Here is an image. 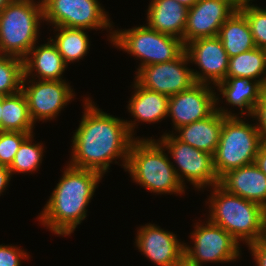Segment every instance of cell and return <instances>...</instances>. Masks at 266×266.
Segmentation results:
<instances>
[{"instance_id":"cell-1","label":"cell","mask_w":266,"mask_h":266,"mask_svg":"<svg viewBox=\"0 0 266 266\" xmlns=\"http://www.w3.org/2000/svg\"><path fill=\"white\" fill-rule=\"evenodd\" d=\"M92 98H84V112L72 137L69 165L93 170L103 177L113 161L120 159L126 168L129 150L136 139L128 131L125 120L96 107Z\"/></svg>"},{"instance_id":"cell-2","label":"cell","mask_w":266,"mask_h":266,"mask_svg":"<svg viewBox=\"0 0 266 266\" xmlns=\"http://www.w3.org/2000/svg\"><path fill=\"white\" fill-rule=\"evenodd\" d=\"M38 220L58 236H70L87 217L86 209L102 175L93 170L67 164Z\"/></svg>"},{"instance_id":"cell-3","label":"cell","mask_w":266,"mask_h":266,"mask_svg":"<svg viewBox=\"0 0 266 266\" xmlns=\"http://www.w3.org/2000/svg\"><path fill=\"white\" fill-rule=\"evenodd\" d=\"M207 219L246 246L266 238V209L253 201L231 194L219 184L211 187ZM213 190V191H212Z\"/></svg>"},{"instance_id":"cell-4","label":"cell","mask_w":266,"mask_h":266,"mask_svg":"<svg viewBox=\"0 0 266 266\" xmlns=\"http://www.w3.org/2000/svg\"><path fill=\"white\" fill-rule=\"evenodd\" d=\"M165 148L152 137H136L132 142L125 171L132 180L151 193L185 194ZM169 157V158H168Z\"/></svg>"},{"instance_id":"cell-5","label":"cell","mask_w":266,"mask_h":266,"mask_svg":"<svg viewBox=\"0 0 266 266\" xmlns=\"http://www.w3.org/2000/svg\"><path fill=\"white\" fill-rule=\"evenodd\" d=\"M42 0H12L0 12V54L24 59L38 42Z\"/></svg>"},{"instance_id":"cell-6","label":"cell","mask_w":266,"mask_h":266,"mask_svg":"<svg viewBox=\"0 0 266 266\" xmlns=\"http://www.w3.org/2000/svg\"><path fill=\"white\" fill-rule=\"evenodd\" d=\"M242 117L245 118L223 114L220 140L213 155V166L218 179L230 170L254 163L263 144L256 123L249 124Z\"/></svg>"},{"instance_id":"cell-7","label":"cell","mask_w":266,"mask_h":266,"mask_svg":"<svg viewBox=\"0 0 266 266\" xmlns=\"http://www.w3.org/2000/svg\"><path fill=\"white\" fill-rule=\"evenodd\" d=\"M111 43L140 60L137 71L144 66L170 62L185 51L181 39L159 33L146 24L125 30L114 28Z\"/></svg>"},{"instance_id":"cell-8","label":"cell","mask_w":266,"mask_h":266,"mask_svg":"<svg viewBox=\"0 0 266 266\" xmlns=\"http://www.w3.org/2000/svg\"><path fill=\"white\" fill-rule=\"evenodd\" d=\"M157 141L170 154L171 162L180 183L186 188L190 182L194 189L200 191L219 184V179L213 166V155L196 149L178 140L174 134L165 133ZM174 163V164H173ZM177 164V165H176Z\"/></svg>"},{"instance_id":"cell-9","label":"cell","mask_w":266,"mask_h":266,"mask_svg":"<svg viewBox=\"0 0 266 266\" xmlns=\"http://www.w3.org/2000/svg\"><path fill=\"white\" fill-rule=\"evenodd\" d=\"M44 21L53 27L105 29L113 37V21L98 0H42Z\"/></svg>"},{"instance_id":"cell-10","label":"cell","mask_w":266,"mask_h":266,"mask_svg":"<svg viewBox=\"0 0 266 266\" xmlns=\"http://www.w3.org/2000/svg\"><path fill=\"white\" fill-rule=\"evenodd\" d=\"M204 223V224H203ZM194 223L192 245L184 243V254L199 266L203 263H228L241 258L239 242L222 227L205 222Z\"/></svg>"},{"instance_id":"cell-11","label":"cell","mask_w":266,"mask_h":266,"mask_svg":"<svg viewBox=\"0 0 266 266\" xmlns=\"http://www.w3.org/2000/svg\"><path fill=\"white\" fill-rule=\"evenodd\" d=\"M21 91L26 96L29 113L34 124L37 121L44 122L55 119L76 96L75 91L66 80L23 78Z\"/></svg>"},{"instance_id":"cell-12","label":"cell","mask_w":266,"mask_h":266,"mask_svg":"<svg viewBox=\"0 0 266 266\" xmlns=\"http://www.w3.org/2000/svg\"><path fill=\"white\" fill-rule=\"evenodd\" d=\"M186 51L178 58L164 63L144 66L136 71L135 81L143 88L167 96L176 95L190 88L196 82Z\"/></svg>"},{"instance_id":"cell-13","label":"cell","mask_w":266,"mask_h":266,"mask_svg":"<svg viewBox=\"0 0 266 266\" xmlns=\"http://www.w3.org/2000/svg\"><path fill=\"white\" fill-rule=\"evenodd\" d=\"M214 90H213V89ZM215 87L195 83L190 88L169 97L167 117L174 130L206 119L216 111Z\"/></svg>"},{"instance_id":"cell-14","label":"cell","mask_w":266,"mask_h":266,"mask_svg":"<svg viewBox=\"0 0 266 266\" xmlns=\"http://www.w3.org/2000/svg\"><path fill=\"white\" fill-rule=\"evenodd\" d=\"M185 51L190 63L201 69H192L195 82L216 86L226 78L229 57L218 36L192 40Z\"/></svg>"},{"instance_id":"cell-15","label":"cell","mask_w":266,"mask_h":266,"mask_svg":"<svg viewBox=\"0 0 266 266\" xmlns=\"http://www.w3.org/2000/svg\"><path fill=\"white\" fill-rule=\"evenodd\" d=\"M237 9L234 0H198L188 8L184 45L198 38L218 36L221 26Z\"/></svg>"},{"instance_id":"cell-16","label":"cell","mask_w":266,"mask_h":266,"mask_svg":"<svg viewBox=\"0 0 266 266\" xmlns=\"http://www.w3.org/2000/svg\"><path fill=\"white\" fill-rule=\"evenodd\" d=\"M176 234L157 224L139 226L135 245L147 259L158 266H173L184 255V242Z\"/></svg>"},{"instance_id":"cell-17","label":"cell","mask_w":266,"mask_h":266,"mask_svg":"<svg viewBox=\"0 0 266 266\" xmlns=\"http://www.w3.org/2000/svg\"><path fill=\"white\" fill-rule=\"evenodd\" d=\"M218 105L216 104V111L206 119L181 126L171 133L181 142L214 155L220 140L223 114L226 116H237V113L228 111V108L219 107Z\"/></svg>"},{"instance_id":"cell-18","label":"cell","mask_w":266,"mask_h":266,"mask_svg":"<svg viewBox=\"0 0 266 266\" xmlns=\"http://www.w3.org/2000/svg\"><path fill=\"white\" fill-rule=\"evenodd\" d=\"M133 82L131 86L134 94L130 97L127 108L135 119H126L125 122L129 133L135 138L134 129L138 128L137 123L153 124L167 118L169 96L143 88L135 80Z\"/></svg>"},{"instance_id":"cell-19","label":"cell","mask_w":266,"mask_h":266,"mask_svg":"<svg viewBox=\"0 0 266 266\" xmlns=\"http://www.w3.org/2000/svg\"><path fill=\"white\" fill-rule=\"evenodd\" d=\"M219 185L227 192L266 209V175L255 163L228 171L219 179Z\"/></svg>"},{"instance_id":"cell-20","label":"cell","mask_w":266,"mask_h":266,"mask_svg":"<svg viewBox=\"0 0 266 266\" xmlns=\"http://www.w3.org/2000/svg\"><path fill=\"white\" fill-rule=\"evenodd\" d=\"M47 40V43H43L40 46L35 44L23 59V78L66 80L62 79L64 78L62 74L68 65L64 62L52 40L50 38H47Z\"/></svg>"},{"instance_id":"cell-21","label":"cell","mask_w":266,"mask_h":266,"mask_svg":"<svg viewBox=\"0 0 266 266\" xmlns=\"http://www.w3.org/2000/svg\"><path fill=\"white\" fill-rule=\"evenodd\" d=\"M215 87L220 92V94H216V104L219 103V95H222V99L224 98L225 103H228L226 105L240 109L237 116L239 114L240 116H246L247 114L248 119L253 115L262 94V84L257 80L246 77H226Z\"/></svg>"},{"instance_id":"cell-22","label":"cell","mask_w":266,"mask_h":266,"mask_svg":"<svg viewBox=\"0 0 266 266\" xmlns=\"http://www.w3.org/2000/svg\"><path fill=\"white\" fill-rule=\"evenodd\" d=\"M146 11V25L183 41L188 8L175 0H150Z\"/></svg>"},{"instance_id":"cell-23","label":"cell","mask_w":266,"mask_h":266,"mask_svg":"<svg viewBox=\"0 0 266 266\" xmlns=\"http://www.w3.org/2000/svg\"><path fill=\"white\" fill-rule=\"evenodd\" d=\"M218 37L229 58L256 47L248 21L238 9L221 26Z\"/></svg>"},{"instance_id":"cell-24","label":"cell","mask_w":266,"mask_h":266,"mask_svg":"<svg viewBox=\"0 0 266 266\" xmlns=\"http://www.w3.org/2000/svg\"><path fill=\"white\" fill-rule=\"evenodd\" d=\"M1 131L33 132L34 122L31 119L25 94L3 96Z\"/></svg>"},{"instance_id":"cell-25","label":"cell","mask_w":266,"mask_h":266,"mask_svg":"<svg viewBox=\"0 0 266 266\" xmlns=\"http://www.w3.org/2000/svg\"><path fill=\"white\" fill-rule=\"evenodd\" d=\"M55 34L54 38H50L56 45L58 52L63 57L64 62L69 63L78 62L87 56L90 48L89 32L86 29L67 28L62 26L53 27ZM87 32V33H86Z\"/></svg>"},{"instance_id":"cell-26","label":"cell","mask_w":266,"mask_h":266,"mask_svg":"<svg viewBox=\"0 0 266 266\" xmlns=\"http://www.w3.org/2000/svg\"><path fill=\"white\" fill-rule=\"evenodd\" d=\"M226 77H246L266 82V52L255 47L244 53L229 58Z\"/></svg>"},{"instance_id":"cell-27","label":"cell","mask_w":266,"mask_h":266,"mask_svg":"<svg viewBox=\"0 0 266 266\" xmlns=\"http://www.w3.org/2000/svg\"><path fill=\"white\" fill-rule=\"evenodd\" d=\"M34 134H30L20 145L15 154L14 160L9 167L13 176L16 173H35L40 168L44 156L43 143H34ZM33 142V143H32ZM33 172V173H32Z\"/></svg>"},{"instance_id":"cell-28","label":"cell","mask_w":266,"mask_h":266,"mask_svg":"<svg viewBox=\"0 0 266 266\" xmlns=\"http://www.w3.org/2000/svg\"><path fill=\"white\" fill-rule=\"evenodd\" d=\"M23 60L0 54V95L9 96L22 89Z\"/></svg>"},{"instance_id":"cell-29","label":"cell","mask_w":266,"mask_h":266,"mask_svg":"<svg viewBox=\"0 0 266 266\" xmlns=\"http://www.w3.org/2000/svg\"><path fill=\"white\" fill-rule=\"evenodd\" d=\"M251 1L255 0H248L238 5V10L248 21L255 46L266 49V7H259Z\"/></svg>"},{"instance_id":"cell-30","label":"cell","mask_w":266,"mask_h":266,"mask_svg":"<svg viewBox=\"0 0 266 266\" xmlns=\"http://www.w3.org/2000/svg\"><path fill=\"white\" fill-rule=\"evenodd\" d=\"M33 132L0 131V165L10 167L21 143Z\"/></svg>"},{"instance_id":"cell-31","label":"cell","mask_w":266,"mask_h":266,"mask_svg":"<svg viewBox=\"0 0 266 266\" xmlns=\"http://www.w3.org/2000/svg\"><path fill=\"white\" fill-rule=\"evenodd\" d=\"M29 257V253L20 247L0 244V266H21L22 259Z\"/></svg>"},{"instance_id":"cell-32","label":"cell","mask_w":266,"mask_h":266,"mask_svg":"<svg viewBox=\"0 0 266 266\" xmlns=\"http://www.w3.org/2000/svg\"><path fill=\"white\" fill-rule=\"evenodd\" d=\"M251 118L256 121L255 123L262 142L266 144V100L262 96L260 101L257 103Z\"/></svg>"},{"instance_id":"cell-33","label":"cell","mask_w":266,"mask_h":266,"mask_svg":"<svg viewBox=\"0 0 266 266\" xmlns=\"http://www.w3.org/2000/svg\"><path fill=\"white\" fill-rule=\"evenodd\" d=\"M248 249L253 256L256 266H266V238L249 244Z\"/></svg>"},{"instance_id":"cell-34","label":"cell","mask_w":266,"mask_h":266,"mask_svg":"<svg viewBox=\"0 0 266 266\" xmlns=\"http://www.w3.org/2000/svg\"><path fill=\"white\" fill-rule=\"evenodd\" d=\"M12 175L8 167L0 165V196L5 191L10 183Z\"/></svg>"},{"instance_id":"cell-35","label":"cell","mask_w":266,"mask_h":266,"mask_svg":"<svg viewBox=\"0 0 266 266\" xmlns=\"http://www.w3.org/2000/svg\"><path fill=\"white\" fill-rule=\"evenodd\" d=\"M254 163L266 175V144L260 146Z\"/></svg>"},{"instance_id":"cell-36","label":"cell","mask_w":266,"mask_h":266,"mask_svg":"<svg viewBox=\"0 0 266 266\" xmlns=\"http://www.w3.org/2000/svg\"><path fill=\"white\" fill-rule=\"evenodd\" d=\"M173 266H199L196 262L190 260L185 254Z\"/></svg>"},{"instance_id":"cell-37","label":"cell","mask_w":266,"mask_h":266,"mask_svg":"<svg viewBox=\"0 0 266 266\" xmlns=\"http://www.w3.org/2000/svg\"><path fill=\"white\" fill-rule=\"evenodd\" d=\"M183 5H185L187 8L192 7L198 0H175Z\"/></svg>"},{"instance_id":"cell-38","label":"cell","mask_w":266,"mask_h":266,"mask_svg":"<svg viewBox=\"0 0 266 266\" xmlns=\"http://www.w3.org/2000/svg\"><path fill=\"white\" fill-rule=\"evenodd\" d=\"M12 0H0V12L11 2Z\"/></svg>"},{"instance_id":"cell-39","label":"cell","mask_w":266,"mask_h":266,"mask_svg":"<svg viewBox=\"0 0 266 266\" xmlns=\"http://www.w3.org/2000/svg\"><path fill=\"white\" fill-rule=\"evenodd\" d=\"M261 96L266 100V82L262 84V94Z\"/></svg>"},{"instance_id":"cell-40","label":"cell","mask_w":266,"mask_h":266,"mask_svg":"<svg viewBox=\"0 0 266 266\" xmlns=\"http://www.w3.org/2000/svg\"><path fill=\"white\" fill-rule=\"evenodd\" d=\"M2 101H3V96L0 95V131H1V119H2Z\"/></svg>"},{"instance_id":"cell-41","label":"cell","mask_w":266,"mask_h":266,"mask_svg":"<svg viewBox=\"0 0 266 266\" xmlns=\"http://www.w3.org/2000/svg\"><path fill=\"white\" fill-rule=\"evenodd\" d=\"M238 5H241L242 3L248 1V0H234Z\"/></svg>"}]
</instances>
